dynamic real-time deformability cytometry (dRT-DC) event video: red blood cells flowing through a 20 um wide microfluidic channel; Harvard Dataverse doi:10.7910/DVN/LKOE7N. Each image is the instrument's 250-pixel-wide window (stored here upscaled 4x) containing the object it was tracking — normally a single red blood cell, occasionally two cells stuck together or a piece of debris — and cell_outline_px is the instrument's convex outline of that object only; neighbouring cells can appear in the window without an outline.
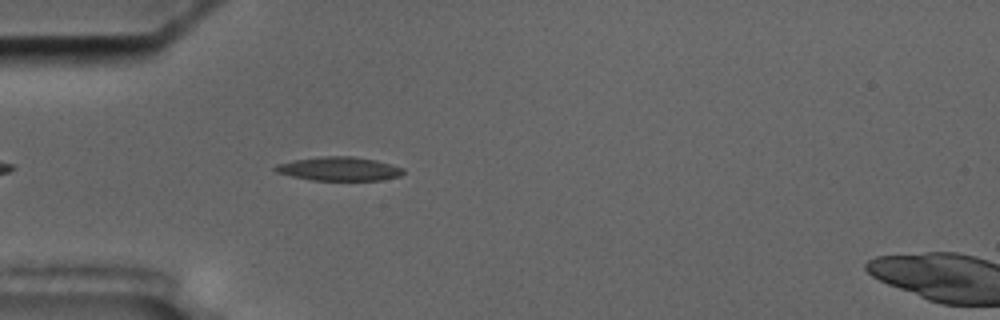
{"species": "common noctule bat (a hibernating species)", "species_latin": "Nyctalus noctula", "temperature_condition": "cold", "stored_images_in_passage": 46, "segment_of_instrument_passage": [1, 2], "camera_frame_rate_fps": 3000, "um_per_image_px": 0.085, "animal": {"sex": "male", "body_mass_g": 17.5, "forearm_length_mm": 52.3}, "frame": {"image": 1, "passage_image": 6, "time_ms": 1.667, "image_size_px": [1000, 320], "cell_outline_px": [[404, 172], [400, 176], [380, 180], [312, 180], [292, 176], [276, 172], [272, 168], [276, 164], [292, 160], [320, 156], [352, 156], [376, 160], [404, 168]], "centroid_in_image_um": [28.8, 14.34], "position_along_channel_um": 56.2, "area_um2": 17.8}}
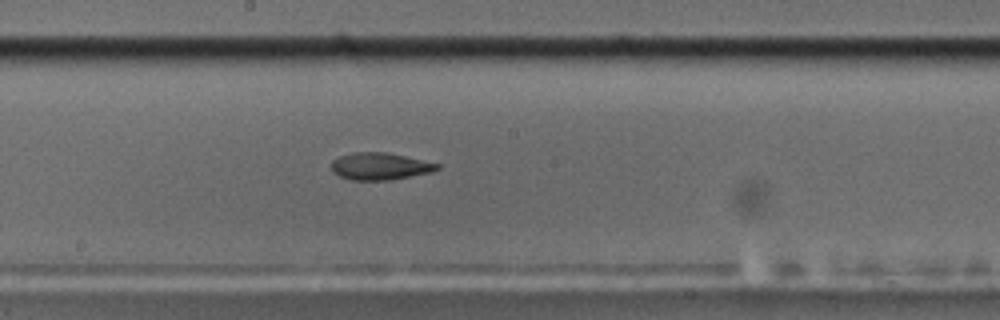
{"frame": {"image": 2, "passage_image": 20, "time_ms": 6.333, "image_size_px": [1000, 320], "cell_outline_px": [[440, 168], [432, 172], [392, 180], [352, 180], [340, 176], [332, 172], [332, 160], [340, 156], [352, 152], [388, 152], [440, 164]], "centroid_in_image_um": [32.31, 14.13], "position_along_channel_um": 215.9, "area_um2": 16.82}}
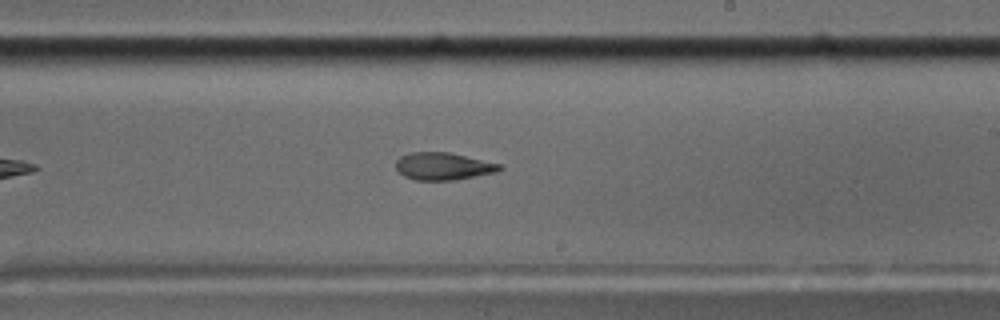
{"frame": {"image": 3, "passage_image": 23, "time_ms": 7.333, "image_size_px": [1000, 320], "cell_outline_px": [[504, 168], [496, 172], [452, 180], [416, 180], [404, 176], [396, 168], [396, 160], [400, 156], [412, 152], [448, 152], [500, 164]], "centroid_in_image_um": [37.65, 14.13], "position_along_channel_um": 251.4, "area_um2": 16.36}}